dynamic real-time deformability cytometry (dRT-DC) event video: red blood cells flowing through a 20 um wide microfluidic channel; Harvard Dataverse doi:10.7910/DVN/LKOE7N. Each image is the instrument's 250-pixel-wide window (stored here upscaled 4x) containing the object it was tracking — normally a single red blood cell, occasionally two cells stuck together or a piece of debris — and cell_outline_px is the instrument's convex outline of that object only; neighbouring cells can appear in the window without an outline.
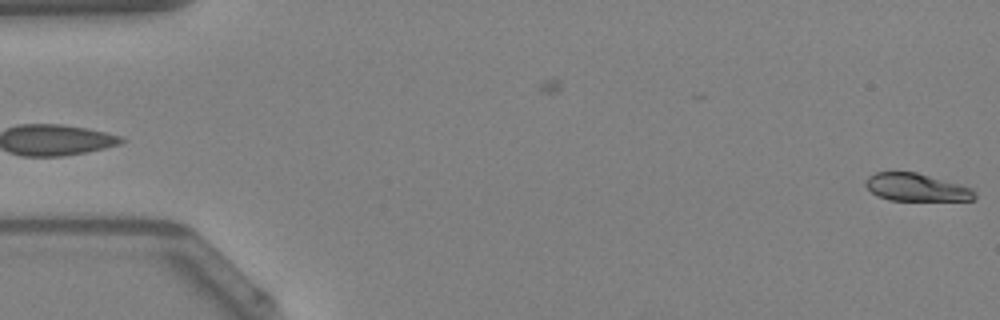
{"species": "Egyptian fruit bat (a non-hibernating species)", "species_latin": "Rousettus aegyptiacus", "temperature_condition": "warm", "stored_images_in_passage": 49, "camera_frame_rate_fps": 3000, "um_per_image_px": 0.085, "animal": {"sex": "female"}, "frame": {"image": 1, "passage_image": 1, "time_ms": 0.0, "image_size_px": [1000, 320], "cell_outline_px": [[976, 200], [888, 200], [876, 196], [864, 184], [868, 176], [876, 172], [916, 172], [972, 188], [976, 192]], "centroid_in_image_um": [77.88, 15.93], "position_along_channel_um": 7.1, "area_um2": 17.51}}
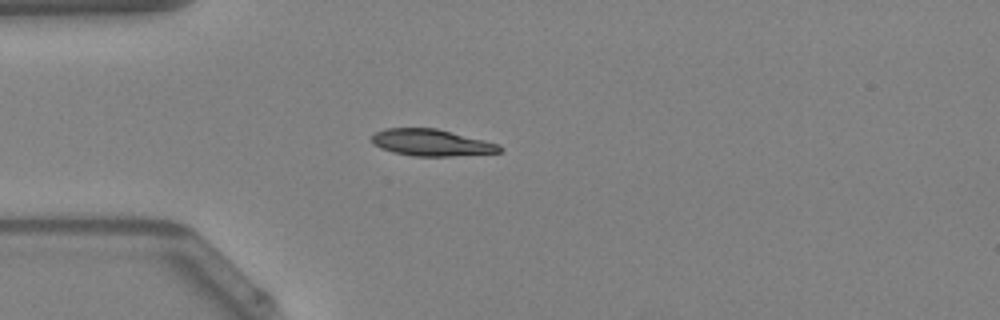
{"frame": {"image": 2, "passage_image": 14, "time_ms": 4.333, "image_size_px": [1000, 320], "cell_outline_px": [[504, 148], [500, 152], [448, 156], [416, 156], [392, 152], [380, 148], [372, 144], [372, 136], [376, 132], [384, 128], [436, 128], [500, 144]], "centroid_in_image_um": [36.66, 12.12], "position_along_channel_um": 48.3, "area_um2": 19.83}}
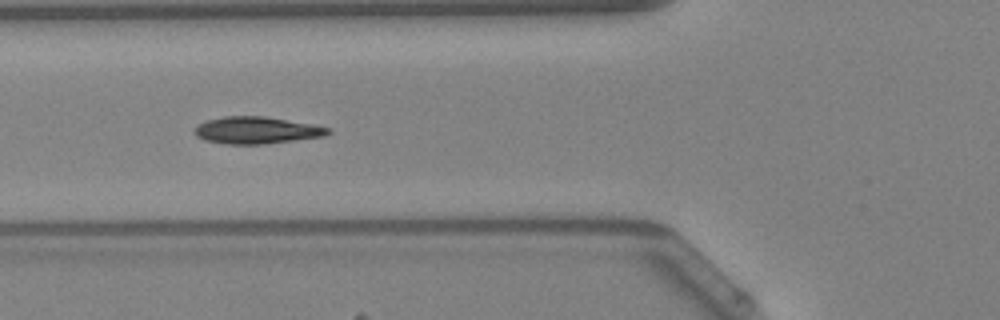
{"frame": {"image": 3, "passage_image": 19, "time_ms": 6.0, "image_size_px": [1000, 320], "cell_outline_px": [[332, 132], [324, 136], [264, 144], [224, 144], [204, 140], [196, 136], [192, 132], [200, 124], [208, 120], [224, 116], [264, 116], [312, 124], [328, 128]], "centroid_in_image_um": [21.78, 11.07], "position_along_channel_um": 104.0, "area_um2": 20.87}, "authors_computed_cell_mechanics": {"area_um2": 19.8832, "velocity_mm_per_s": 4.1661, "shape_relaxation_time_tau1_ms": 3.713, "shape_relaxation_time_tau2_ms": 1.6893, "deformation_change_tau1": 0.1546, "deformation_change_tau2": 0.0709}}